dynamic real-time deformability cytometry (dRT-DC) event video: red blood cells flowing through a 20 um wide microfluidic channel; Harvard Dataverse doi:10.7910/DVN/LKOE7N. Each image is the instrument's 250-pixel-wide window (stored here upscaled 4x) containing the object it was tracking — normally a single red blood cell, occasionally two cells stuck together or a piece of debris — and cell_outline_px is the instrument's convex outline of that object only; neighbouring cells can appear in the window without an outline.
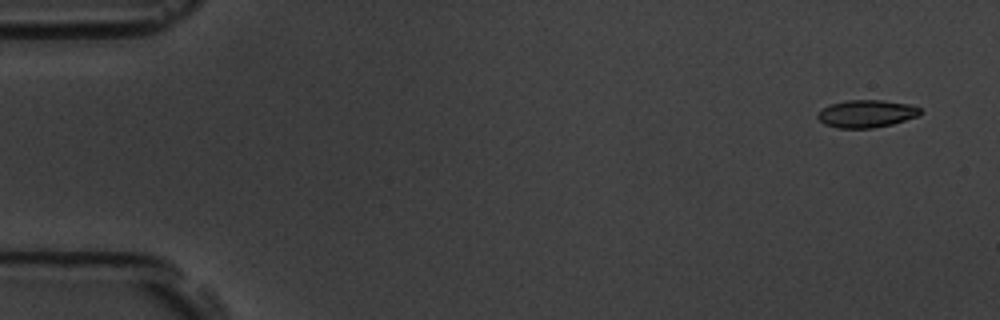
{"species": "common noctule bat (a hibernating species)", "species_latin": "Nyctalus noctula", "temperature_condition": "room temperature", "stored_images_in_passage": 5, "camera_frame_rate_fps": 3000, "um_per_image_px": 0.085, "animal": {"sex": "male", "body_mass_g": 19.5, "forearm_length_mm": 54.6}, "frame": {"image": 1, "passage_image": 1, "time_ms": 0.0, "image_size_px": [1000, 320], "cell_outline_px": [[924, 112], [920, 116], [892, 124], [872, 128], [836, 128], [824, 124], [816, 116], [828, 104], [848, 100], [884, 100], [908, 104], [920, 108]], "centroid_in_image_um": [73.68, 9.66], "position_along_channel_um": 11.3, "area_um2": 16.59}}
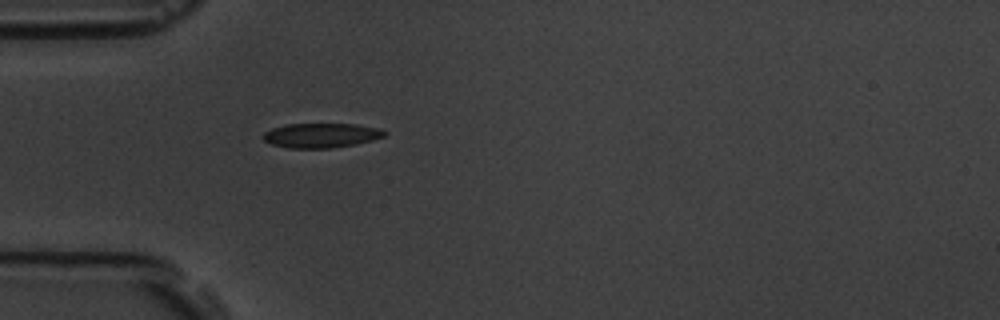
{"frame": {"image": 2, "passage_image": 5, "time_ms": 4.667, "image_size_px": [1000, 320], "cell_outline_px": [[384, 136], [372, 140], [356, 144], [332, 148], [288, 148], [272, 144], [264, 140], [260, 136], [264, 132], [272, 128], [288, 124], [356, 124], [380, 128], [384, 132]], "centroid_in_image_um": [27.26, 11.51], "position_along_channel_um": 57.7, "area_um2": 17.34}}